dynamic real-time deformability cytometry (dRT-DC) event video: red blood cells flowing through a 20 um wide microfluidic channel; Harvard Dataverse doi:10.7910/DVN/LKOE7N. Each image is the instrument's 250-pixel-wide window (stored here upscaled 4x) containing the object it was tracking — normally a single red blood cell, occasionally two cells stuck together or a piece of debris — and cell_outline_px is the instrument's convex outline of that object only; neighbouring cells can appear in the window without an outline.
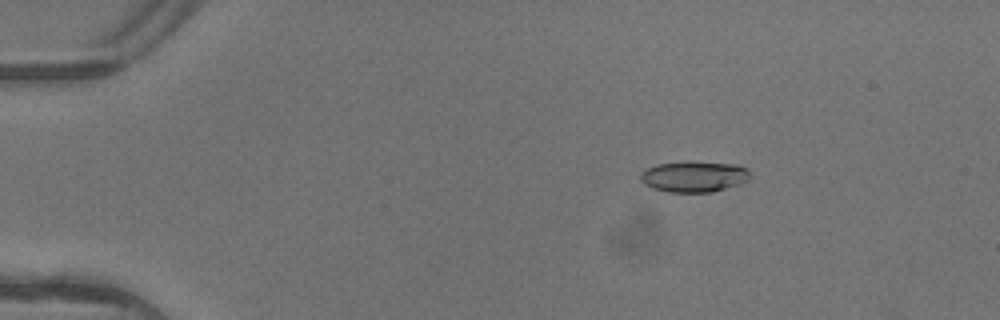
{"species": "common noctule bat (a hibernating species)", "species_latin": "Nyctalus noctula", "temperature_condition": "warm", "stored_images_in_passage": 5, "camera_frame_rate_fps": 3000, "um_per_image_px": 0.085, "animal": {"sex": "female"}, "frame": {"image": 1, "passage_image": 3, "time_ms": 0.667, "image_size_px": [1000, 320], "cell_outline_px": [[752, 176], [748, 180], [740, 184], [712, 192], [668, 192], [652, 188], [644, 184], [640, 180], [640, 172], [644, 168], [656, 164], [692, 160], [740, 164], [748, 168]], "centroid_in_image_um": [59.01, 14.98], "position_along_channel_um": 26.0, "area_um2": 20.52}}